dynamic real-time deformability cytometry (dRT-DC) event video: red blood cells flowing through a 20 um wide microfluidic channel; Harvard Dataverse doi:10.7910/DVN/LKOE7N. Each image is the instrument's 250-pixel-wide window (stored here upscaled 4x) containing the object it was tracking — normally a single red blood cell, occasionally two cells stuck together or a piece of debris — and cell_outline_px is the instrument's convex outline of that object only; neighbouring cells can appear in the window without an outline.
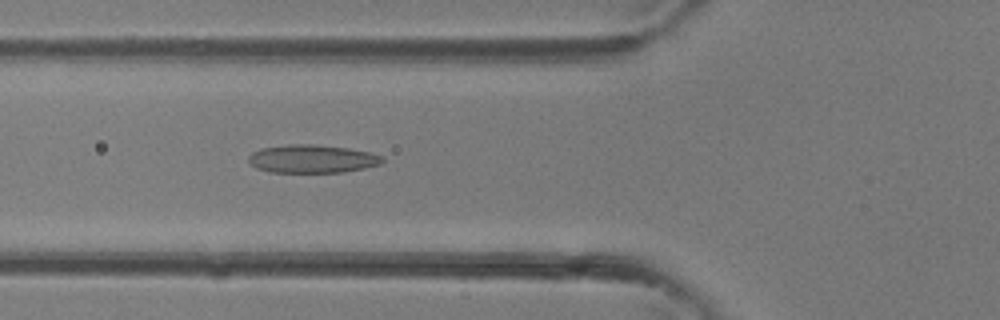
{"species": "common noctule bat (a hibernating species)", "species_latin": "Nyctalus noctula", "temperature_condition": "room temperature", "stored_images_in_passage": 37, "camera_frame_rate_fps": 3000, "um_per_image_px": 0.085, "animal": {"sex": "female"}, "frame": {"image": 1, "passage_image": 14, "time_ms": 4.333, "image_size_px": [1000, 320], "cell_outline_px": [[384, 160], [380, 164], [364, 168], [344, 172], [268, 172], [256, 168], [248, 160], [248, 156], [252, 152], [260, 148], [288, 144], [312, 144], [348, 148], [368, 152], [384, 156]], "centroid_in_image_um": [26.51, 13.5], "position_along_channel_um": 99.3, "area_um2": 22.02}}
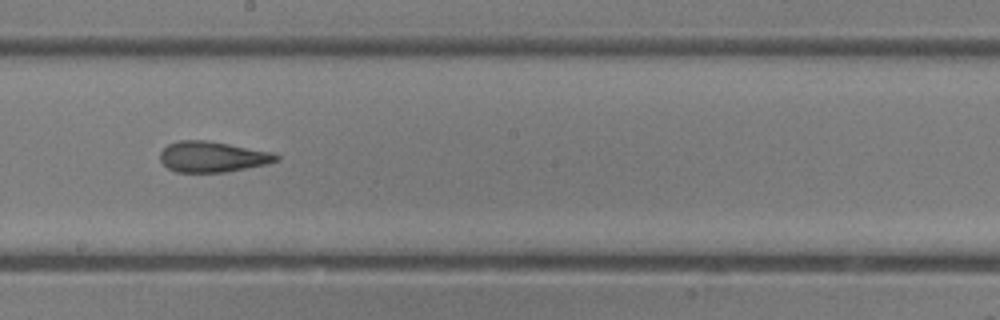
{"frame": {"image": 2, "passage_image": 21, "time_ms": 6.667, "image_size_px": [1000, 320], "cell_outline_px": [[280, 160], [268, 164], [228, 172], [176, 172], [168, 168], [160, 160], [160, 152], [168, 144], [180, 140], [208, 140], [272, 152], [280, 156]], "centroid_in_image_um": [18.09, 13.33], "position_along_channel_um": 230.1, "area_um2": 20.92}}
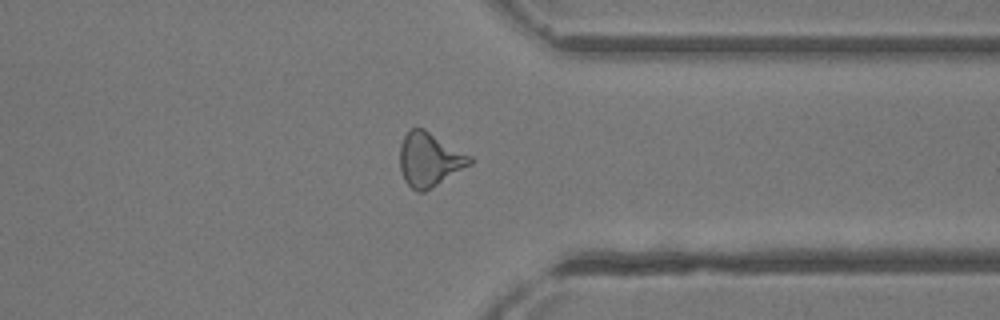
{"frame": {"image": 3, "passage_image": 29, "time_ms": 9.333, "image_size_px": [1000, 320], "cell_outline_px": [[472, 164], [432, 188], [424, 192], [416, 192], [404, 180], [400, 172], [400, 144], [404, 136], [412, 128], [424, 128], [472, 156]], "centroid_in_image_um": [36.51, 13.57], "position_along_channel_um": 374.9, "area_um2": 22.14}}